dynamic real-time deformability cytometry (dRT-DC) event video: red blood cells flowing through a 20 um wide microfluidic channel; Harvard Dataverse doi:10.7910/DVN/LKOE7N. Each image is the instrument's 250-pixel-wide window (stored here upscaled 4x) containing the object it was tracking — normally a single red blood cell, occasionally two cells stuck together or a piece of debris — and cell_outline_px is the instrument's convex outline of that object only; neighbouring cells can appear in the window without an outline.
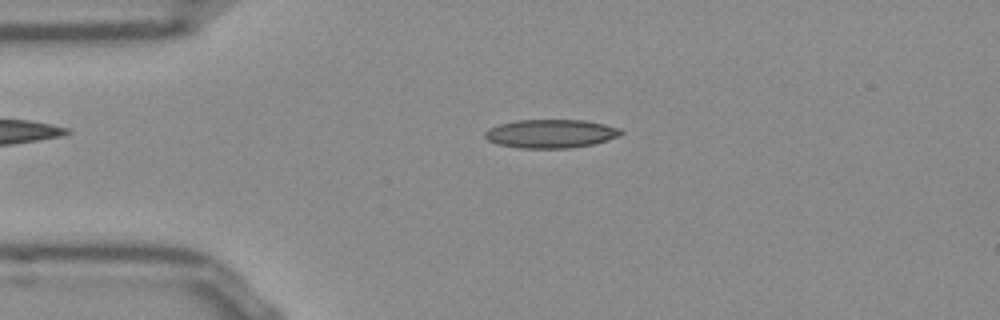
{"species": "Egyptian fruit bat (a non-hibernating species)", "species_latin": "Rousettus aegyptiacus", "temperature_condition": "room temperature", "stored_images_in_passage": 50, "camera_frame_rate_fps": 3000, "um_per_image_px": 0.085, "frame": {"image": 1, "passage_image": 10, "time_ms": 3.0, "image_size_px": [1000, 320], "cell_outline_px": [[624, 132], [620, 136], [592, 144], [572, 148], [520, 148], [496, 144], [488, 140], [484, 136], [484, 132], [488, 128], [500, 124], [516, 120], [584, 120], [604, 124], [620, 128]], "centroid_in_image_um": [46.8, 11.36], "position_along_channel_um": 38.2, "area_um2": 22.72}}
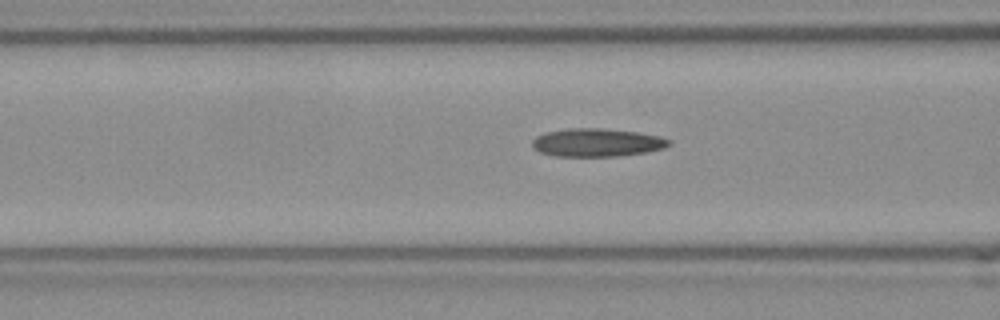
{"frame": {"image": 2, "passage_image": 18, "time_ms": 5.667, "image_size_px": [1000, 320], "cell_outline_px": [[672, 144], [664, 148], [644, 152], [616, 156], [556, 156], [540, 152], [532, 148], [532, 140], [536, 136], [544, 132], [568, 128], [600, 128], [636, 132], [656, 136], [672, 140]], "centroid_in_image_um": [50.69, 12.11], "position_along_channel_um": 115.9, "area_um2": 22.37}}
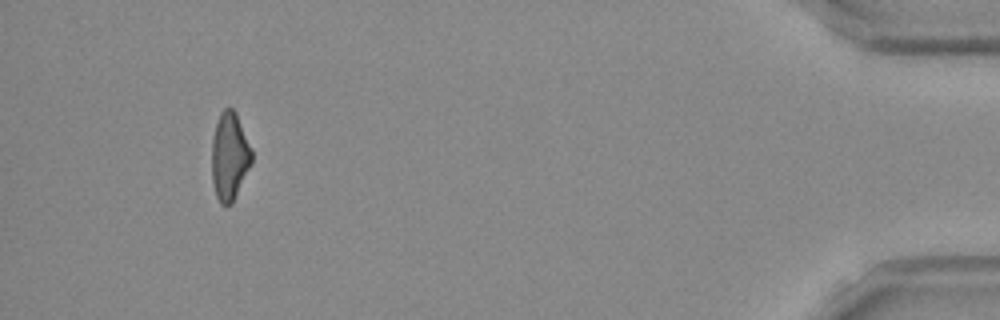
{"frame": {"image": 3, "passage_image": 47, "time_ms": 15.333, "image_size_px": [1000, 320], "cell_outline_px": [[252, 164], [232, 204], [224, 208], [220, 204], [216, 196], [212, 180], [212, 140], [216, 124], [220, 112], [224, 108], [232, 108], [236, 112], [252, 148]], "centroid_in_image_um": [19.52, 13.32], "position_along_channel_um": 415.7, "area_um2": 20.81}, "authors_computed_cell_mechanics": {"area_um2": 21.4438, "velocity_mm_per_s": 3.8627, "shape_relaxation_time_tau1_ms": null, "shape_relaxation_time_tau2_ms": 6.8458, "deformation_change_tau1": null, "deformation_change_tau2": 0.1965}}